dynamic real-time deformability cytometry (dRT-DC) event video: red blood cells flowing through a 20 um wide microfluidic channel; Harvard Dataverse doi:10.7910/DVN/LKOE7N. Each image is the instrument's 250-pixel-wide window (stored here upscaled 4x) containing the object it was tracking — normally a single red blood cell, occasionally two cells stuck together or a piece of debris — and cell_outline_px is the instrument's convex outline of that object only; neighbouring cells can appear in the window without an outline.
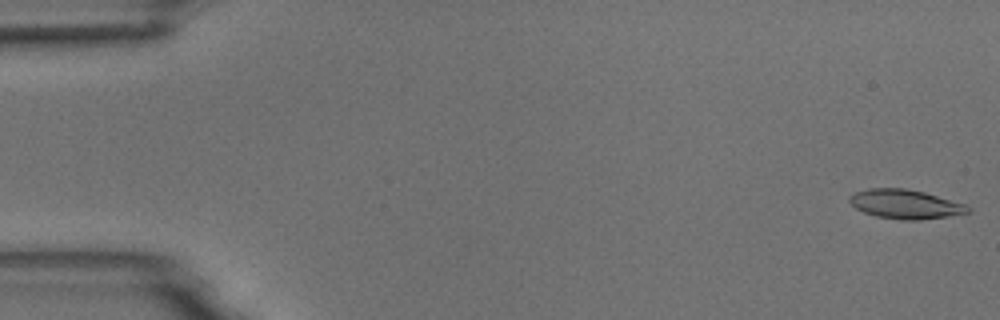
{"species": "common noctule bat (a hibernating species)", "species_latin": "Nyctalus noctula", "temperature_condition": "room temperature", "stored_images_in_passage": 7, "camera_frame_rate_fps": 3000, "um_per_image_px": 0.085, "animal": {"sex": "male", "body_mass_g": 18.8}, "frame": {"image": 1, "passage_image": 1, "time_ms": 0.0, "image_size_px": [1000, 320], "cell_outline_px": [[972, 208], [968, 212], [948, 216], [920, 220], [900, 220], [876, 216], [864, 212], [856, 208], [848, 200], [848, 196], [856, 192], [868, 188], [904, 188], [924, 192], [964, 204]], "centroid_in_image_um": [76.92, 17.35], "position_along_channel_um": 8.1, "area_um2": 20.0}}
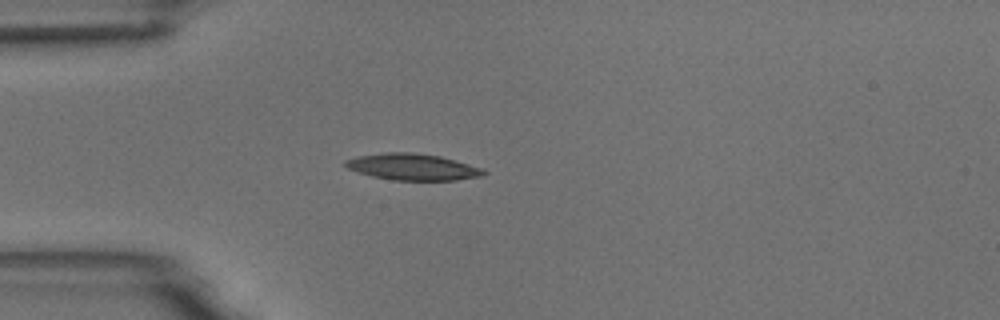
{"frame": {"image": 2, "passage_image": 5, "time_ms": 4.667, "image_size_px": [1000, 320], "cell_outline_px": [[488, 172], [480, 176], [456, 180], [392, 180], [372, 176], [348, 168], [344, 164], [344, 160], [356, 156], [384, 152], [412, 152], [440, 156], [484, 168]], "centroid_in_image_um": [35.08, 14.18], "position_along_channel_um": 49.9, "area_um2": 21.33}}